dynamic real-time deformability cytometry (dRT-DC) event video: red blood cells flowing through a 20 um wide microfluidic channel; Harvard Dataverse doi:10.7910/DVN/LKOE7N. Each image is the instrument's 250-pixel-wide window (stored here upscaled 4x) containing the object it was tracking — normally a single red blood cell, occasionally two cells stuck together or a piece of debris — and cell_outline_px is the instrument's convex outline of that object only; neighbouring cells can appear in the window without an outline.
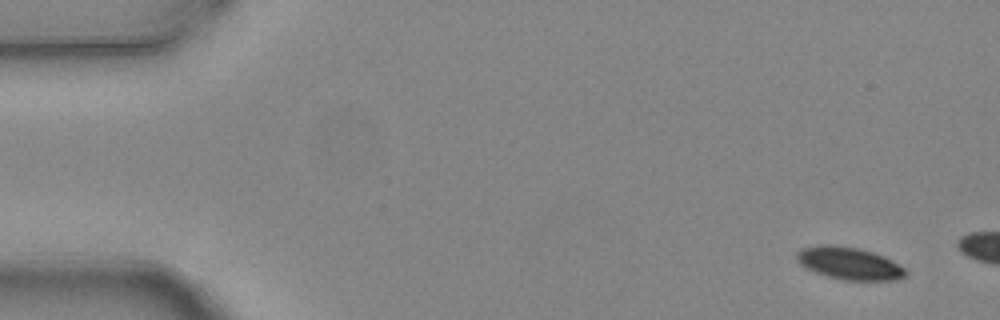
{"species": "common noctule bat (a hibernating species)", "species_latin": "Nyctalus noctula", "temperature_condition": "warm", "stored_images_in_passage": 3, "camera_frame_rate_fps": 3000, "um_per_image_px": 0.085, "animal": {"sex": "female", "body_mass_g": 24.6, "forearm_length_mm": 56.2}, "frame": {"image": 1, "passage_image": 1, "time_ms": 0.0, "image_size_px": [1000, 320], "cell_outline_px": [[904, 276], [892, 280], [844, 280], [828, 276], [816, 272], [800, 264], [796, 260], [796, 252], [804, 248], [824, 244], [832, 244], [860, 248], [884, 256], [892, 260], [904, 268]], "centroid_in_image_um": [72.15, 22.37], "position_along_channel_um": 12.8, "area_um2": 20.29}}